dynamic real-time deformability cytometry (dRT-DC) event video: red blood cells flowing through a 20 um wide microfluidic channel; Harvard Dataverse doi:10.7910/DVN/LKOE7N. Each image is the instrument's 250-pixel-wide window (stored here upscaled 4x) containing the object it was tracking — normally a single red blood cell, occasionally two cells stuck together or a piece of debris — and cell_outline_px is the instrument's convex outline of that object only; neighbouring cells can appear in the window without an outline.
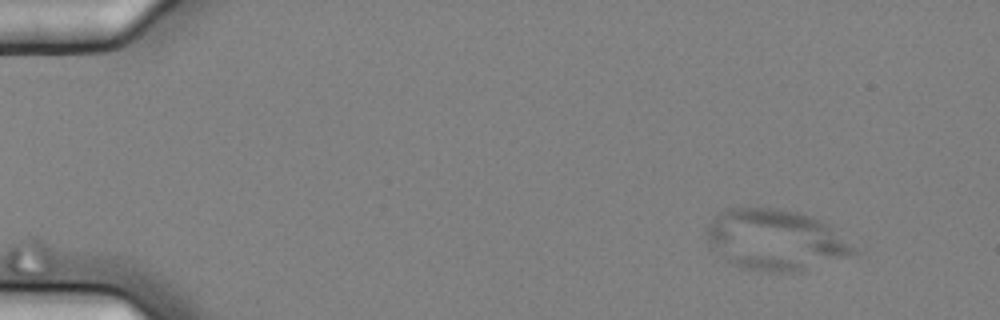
{"species": "common noctule bat (a hibernating species)", "species_latin": "Nyctalus noctula", "temperature_condition": "cold", "stored_images_in_passage": 7, "camera_frame_rate_fps": 3000, "um_per_image_px": 0.085, "animal": {"sex": "female", "body_mass_g": 25.1}, "frame": {"image": 1, "passage_image": 3, "time_ms": 0.667, "image_size_px": [1000, 320], "cell_outline_px": [[860, 252], [800, 272], [764, 272], [740, 268], [732, 264], [708, 248], [708, 224], [724, 208], [776, 208], [796, 212], [812, 216], [832, 224]], "centroid_in_image_um": [65.93, 20.4], "position_along_channel_um": 19.1, "area_um2": 52.77}}
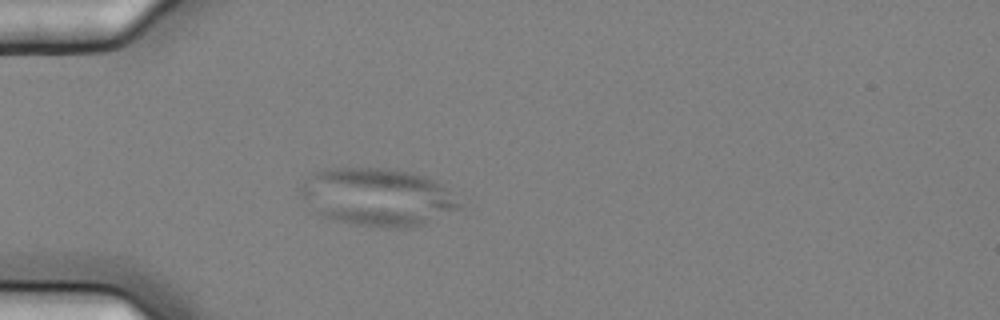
{"frame": {"image": 2, "passage_image": 6, "time_ms": 1.667, "image_size_px": [1000, 320], "cell_outline_px": [[460, 208], [424, 224], [404, 228], [388, 228], [348, 224], [320, 216], [316, 212], [300, 192], [300, 184], [312, 172], [332, 168], [396, 168], [428, 176], [444, 184], [460, 204]], "centroid_in_image_um": [32.09, 16.74], "position_along_channel_um": 52.9, "area_um2": 53.87}}